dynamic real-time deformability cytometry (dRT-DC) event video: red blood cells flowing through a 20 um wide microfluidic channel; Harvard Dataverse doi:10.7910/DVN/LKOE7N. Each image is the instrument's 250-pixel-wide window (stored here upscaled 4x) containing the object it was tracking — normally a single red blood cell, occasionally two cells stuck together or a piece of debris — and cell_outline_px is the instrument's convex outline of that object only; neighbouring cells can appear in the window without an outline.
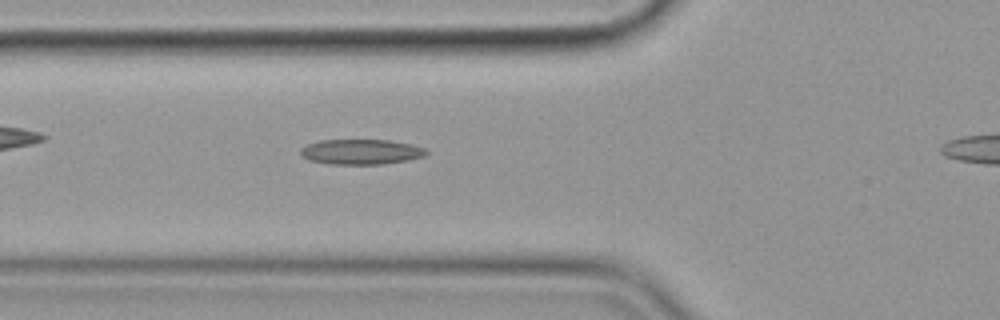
{"species": "common noctule bat (a hibernating species)", "species_latin": "Nyctalus noctula", "temperature_condition": "cold", "stored_images_in_passage": 42, "camera_frame_rate_fps": 3000, "um_per_image_px": 0.085, "animal": {"sex": "female", "body_mass_g": 19.9}, "frame": {"image": 1, "passage_image": 13, "time_ms": 4.0, "image_size_px": [1000, 320], "cell_outline_px": [[428, 152], [424, 156], [408, 160], [384, 164], [328, 164], [308, 160], [300, 152], [300, 148], [308, 144], [320, 140], [388, 140], [412, 144], [428, 148]], "centroid_in_image_um": [30.72, 12.9], "position_along_channel_um": 95.1, "area_um2": 18.55}}
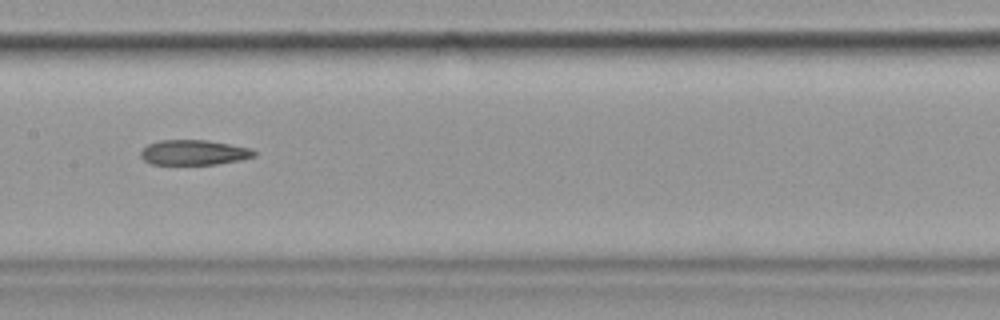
{"frame": {"image": 2, "passage_image": 21, "time_ms": 6.667, "image_size_px": [1000, 320], "cell_outline_px": [[256, 156], [240, 160], [216, 164], [152, 164], [144, 160], [140, 156], [140, 152], [148, 144], [160, 140], [208, 140], [252, 148], [256, 152]], "centroid_in_image_um": [16.5, 12.95], "position_along_channel_um": 190.9, "area_um2": 16.59}}
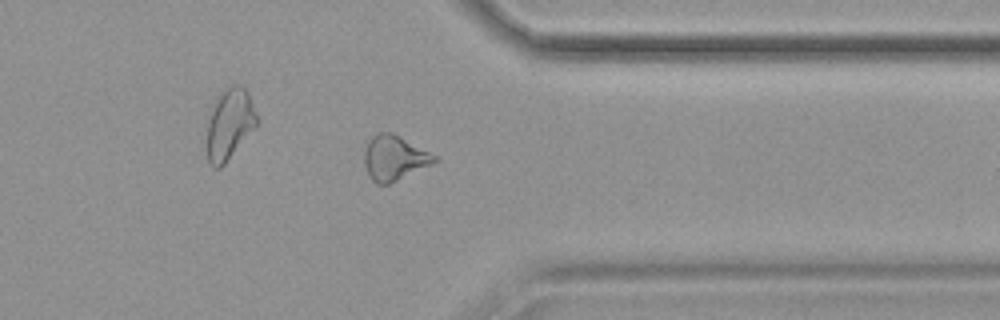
{"frame": {"image": 3, "passage_image": 37, "time_ms": 12.0, "image_size_px": [1000, 320], "cell_outline_px": [[436, 160], [432, 164], [388, 184], [376, 184], [368, 176], [364, 164], [364, 148], [368, 140], [376, 132], [388, 132], [400, 136], [436, 156]], "centroid_in_image_um": [33.45, 13.42], "position_along_channel_um": 378.0, "area_um2": 18.21}}